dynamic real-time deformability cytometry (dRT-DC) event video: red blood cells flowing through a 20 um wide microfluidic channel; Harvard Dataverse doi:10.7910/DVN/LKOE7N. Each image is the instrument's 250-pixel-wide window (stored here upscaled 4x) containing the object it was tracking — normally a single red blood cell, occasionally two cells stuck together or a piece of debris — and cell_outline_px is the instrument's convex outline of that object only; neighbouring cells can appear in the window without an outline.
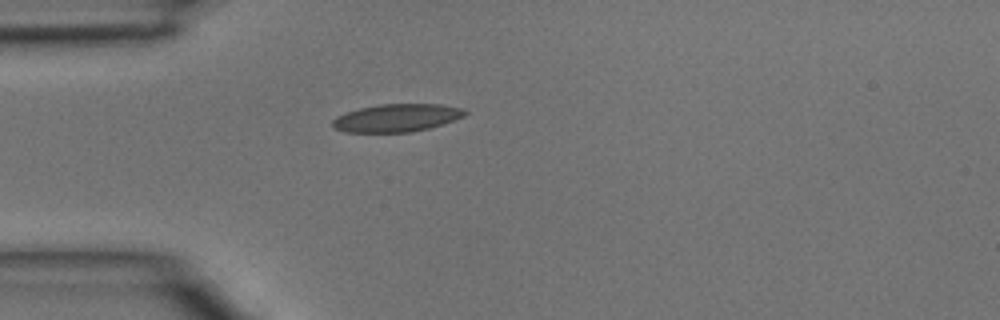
{"species": "common noctule bat (a hibernating species)", "species_latin": "Nyctalus noctula", "temperature_condition": "room temperature", "stored_images_in_passage": 4, "camera_frame_rate_fps": 3000, "um_per_image_px": 0.085, "animal": {"sex": "male", "body_mass_g": 15.6}, "frame": {"image": 1, "passage_image": 4, "time_ms": 1.0, "image_size_px": [1000, 320], "cell_outline_px": [[468, 112], [464, 116], [428, 128], [412, 132], [344, 132], [336, 128], [332, 124], [332, 120], [336, 116], [360, 108], [380, 104], [440, 104], [464, 108]], "centroid_in_image_um": [33.72, 10.01], "position_along_channel_um": 51.3, "area_um2": 21.27}}